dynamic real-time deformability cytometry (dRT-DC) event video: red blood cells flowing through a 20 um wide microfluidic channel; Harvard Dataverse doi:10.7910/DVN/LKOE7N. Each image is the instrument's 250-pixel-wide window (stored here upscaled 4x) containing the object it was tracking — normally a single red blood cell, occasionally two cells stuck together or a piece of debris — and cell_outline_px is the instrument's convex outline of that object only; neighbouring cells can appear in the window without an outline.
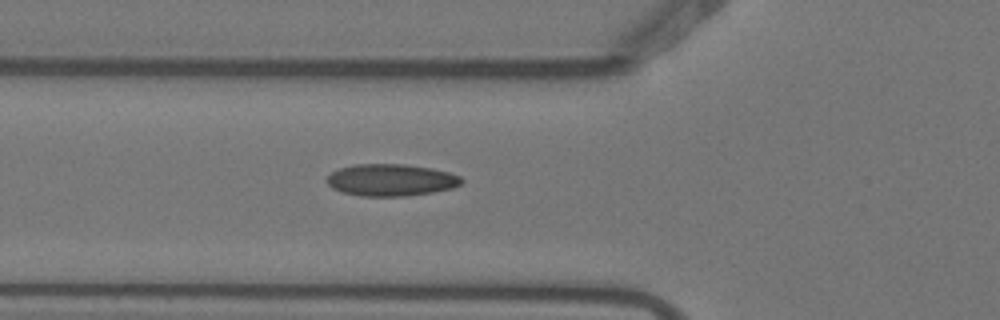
{"species": "Egyptian fruit bat (a non-hibernating species)", "species_latin": "Rousettus aegyptiacus", "temperature_condition": "warm", "stored_images_in_passage": 5, "camera_frame_rate_fps": 3000, "um_per_image_px": 0.085, "animal": {"sex": "female"}, "frame": {"image": 1, "passage_image": 5, "time_ms": 1.333, "image_size_px": [1000, 320], "cell_outline_px": [[464, 180], [460, 184], [452, 188], [432, 192], [408, 196], [360, 196], [340, 192], [332, 188], [328, 184], [328, 176], [332, 172], [340, 168], [352, 164], [404, 164], [432, 168], [448, 172], [460, 176]], "centroid_in_image_um": [33.23, 15.3], "position_along_channel_um": 92.6, "area_um2": 25.14}}